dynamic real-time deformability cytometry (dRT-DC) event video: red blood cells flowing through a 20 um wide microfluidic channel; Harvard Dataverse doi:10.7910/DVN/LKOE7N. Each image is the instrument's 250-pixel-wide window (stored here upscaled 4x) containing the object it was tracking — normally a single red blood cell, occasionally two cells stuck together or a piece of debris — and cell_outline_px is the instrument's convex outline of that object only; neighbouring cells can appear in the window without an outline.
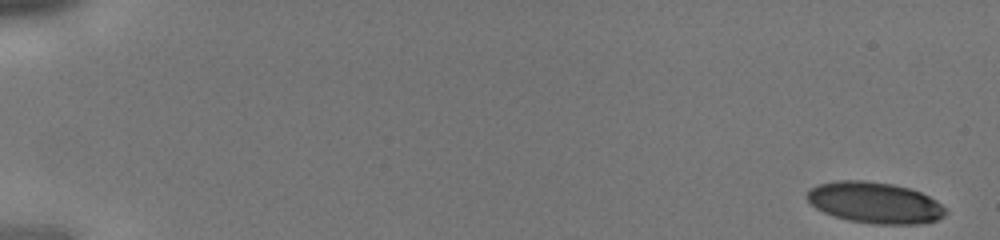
{"species": "human", "species_latin": "Homo sapiens", "temperature_condition": "cold", "stored_images_in_passage": 14, "camera_frame_rate_fps": 3000, "um_per_image_px": 0.085, "donor": {"sex": "male"}, "frame": {"image": 1, "passage_image": 1, "time_ms": 0.0, "image_size_px": [1000, 240], "cell_outline_px": [[948, 212], [944, 216], [936, 220], [916, 224], [876, 224], [848, 220], [832, 216], [816, 208], [804, 196], [816, 184], [836, 180], [864, 180], [892, 184], [908, 188], [920, 192], [936, 200]], "centroid_in_image_um": [74.33, 17.22], "position_along_channel_um": 10.7, "area_um2": 33.23}}
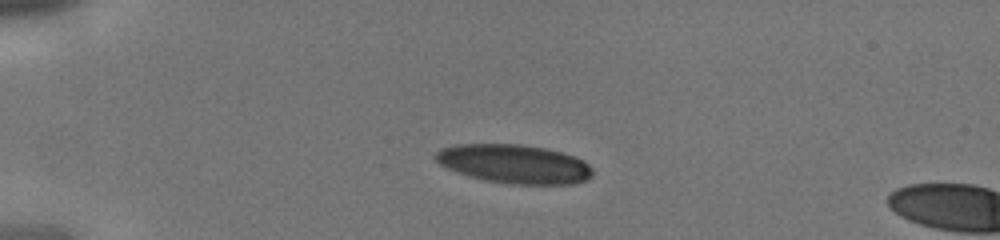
{"frame": {"image": 2, "passage_image": 11, "time_ms": 3.333, "image_size_px": [1000, 240], "cell_outline_px": [[592, 176], [588, 180], [572, 184], [512, 184], [484, 180], [448, 168], [440, 164], [432, 156], [440, 148], [456, 144], [520, 144], [544, 148], [560, 152], [572, 156], [588, 164], [592, 168]], "centroid_in_image_um": [43.7, 13.93], "position_along_channel_um": 41.3, "area_um2": 35.32}}